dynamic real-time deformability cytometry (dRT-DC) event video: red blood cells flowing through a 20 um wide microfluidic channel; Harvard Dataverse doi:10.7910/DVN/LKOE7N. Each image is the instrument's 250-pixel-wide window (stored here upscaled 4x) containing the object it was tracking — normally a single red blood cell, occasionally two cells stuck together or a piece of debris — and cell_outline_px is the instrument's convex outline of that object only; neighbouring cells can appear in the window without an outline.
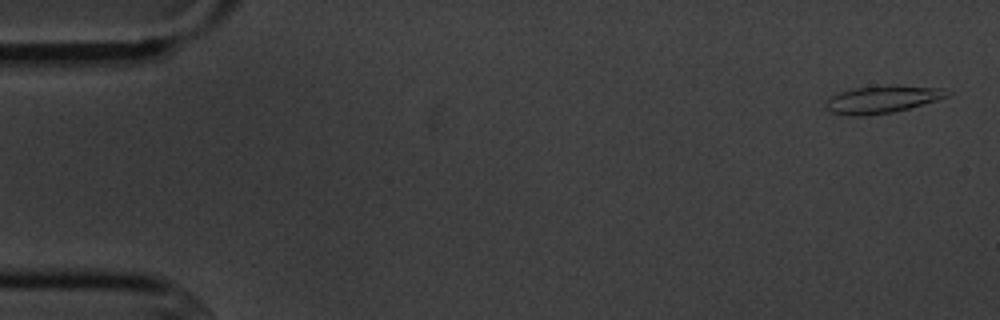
{"species": "common noctule bat (a hibernating species)", "species_latin": "Nyctalus noctula", "temperature_condition": "cold", "stored_images_in_passage": 6, "camera_frame_rate_fps": 3000, "um_per_image_px": 0.085, "animal": {"sex": "male", "body_mass_g": 20.1, "forearm_length_mm": 53.5}, "frame": {"image": 1, "passage_image": 1, "time_ms": 0.0, "image_size_px": [1000, 320], "cell_outline_px": [[952, 92], [948, 96], [936, 100], [908, 108], [892, 112], [864, 116], [848, 116], [832, 112], [824, 104], [828, 96], [840, 92], [856, 88], [892, 84], [944, 88]], "centroid_in_image_um": [74.99, 8.43], "position_along_channel_um": 10.0, "area_um2": 19.54}}